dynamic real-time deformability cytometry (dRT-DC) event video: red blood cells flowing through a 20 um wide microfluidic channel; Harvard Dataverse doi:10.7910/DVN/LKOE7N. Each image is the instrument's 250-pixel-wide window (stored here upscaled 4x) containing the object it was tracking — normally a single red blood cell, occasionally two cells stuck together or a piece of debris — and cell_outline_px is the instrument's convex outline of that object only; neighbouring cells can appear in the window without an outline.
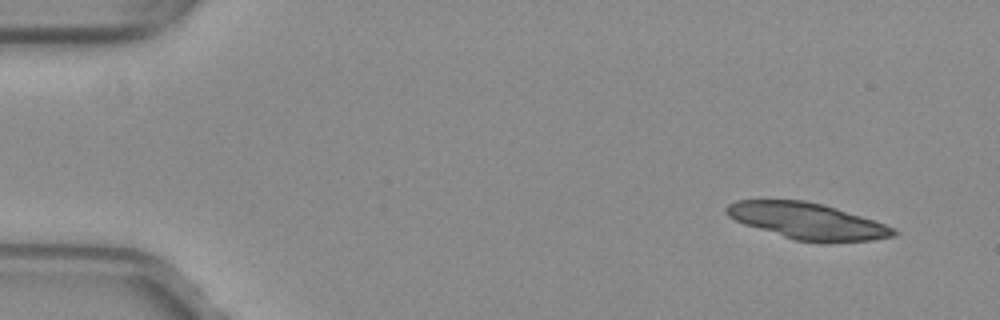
{"species": "common noctule bat (a hibernating species)", "species_latin": "Nyctalus noctula", "temperature_condition": "warm", "stored_images_in_passage": 52, "camera_frame_rate_fps": 3000, "um_per_image_px": 0.085, "animal": {"sex": "female", "body_mass_g": 29.2, "forearm_length_mm": 56.3}, "frame": {"image": 1, "passage_image": 4, "time_ms": 1.0, "image_size_px": [1000, 320], "cell_outline_px": [[900, 232], [896, 236], [872, 240], [792, 240], [744, 224], [728, 216], [724, 212], [724, 208], [728, 204], [736, 200], [804, 200], [824, 204], [896, 228]], "centroid_in_image_um": [68.58, 18.76], "position_along_channel_um": 16.4, "area_um2": 34.74}}
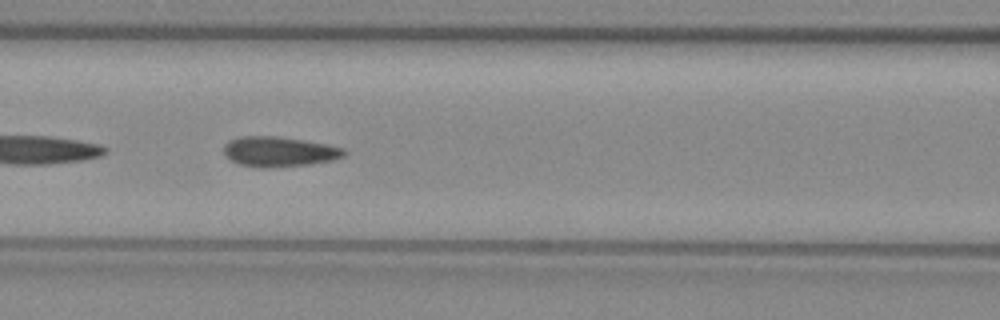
{"frame": {"image": 2, "passage_image": 23, "time_ms": 7.333, "image_size_px": [1000, 320], "cell_outline_px": [[348, 152], [344, 156], [332, 160], [312, 164], [272, 168], [260, 168], [240, 164], [232, 160], [224, 152], [224, 144], [228, 140], [240, 136], [276, 136], [324, 144], [344, 148]], "centroid_in_image_um": [23.72, 12.9], "position_along_channel_um": 142.9, "area_um2": 21.04}}
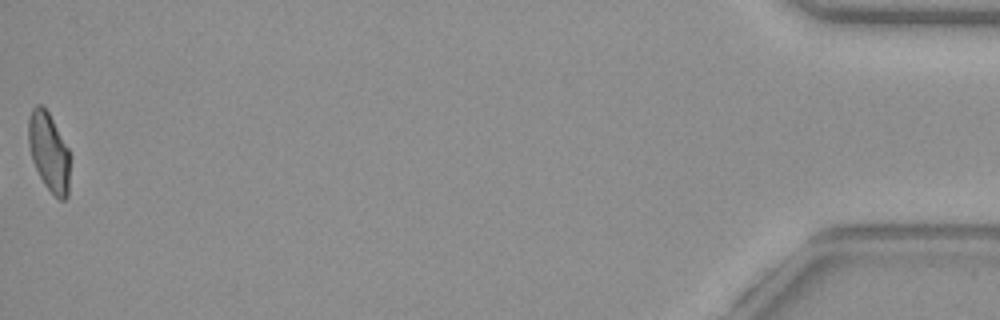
{"frame": {"image": 3, "passage_image": 52, "time_ms": 17.0, "image_size_px": [1000, 320], "cell_outline_px": [[68, 196], [64, 200], [60, 200], [44, 184], [32, 160], [28, 144], [28, 120], [32, 108], [36, 104], [40, 104], [48, 112], [68, 148]], "centroid_in_image_um": [4.12, 12.89], "position_along_channel_um": 431.1, "area_um2": 18.61}, "authors_computed_cell_mechanics": {"area_um2": 20.9236, "velocity_mm_per_s": 4.0204, "shape_relaxation_time_tau1_ms": null, "shape_relaxation_time_tau2_ms": 1.3592, "deformation_change_tau1": null, "deformation_change_tau2": 0.0869}}